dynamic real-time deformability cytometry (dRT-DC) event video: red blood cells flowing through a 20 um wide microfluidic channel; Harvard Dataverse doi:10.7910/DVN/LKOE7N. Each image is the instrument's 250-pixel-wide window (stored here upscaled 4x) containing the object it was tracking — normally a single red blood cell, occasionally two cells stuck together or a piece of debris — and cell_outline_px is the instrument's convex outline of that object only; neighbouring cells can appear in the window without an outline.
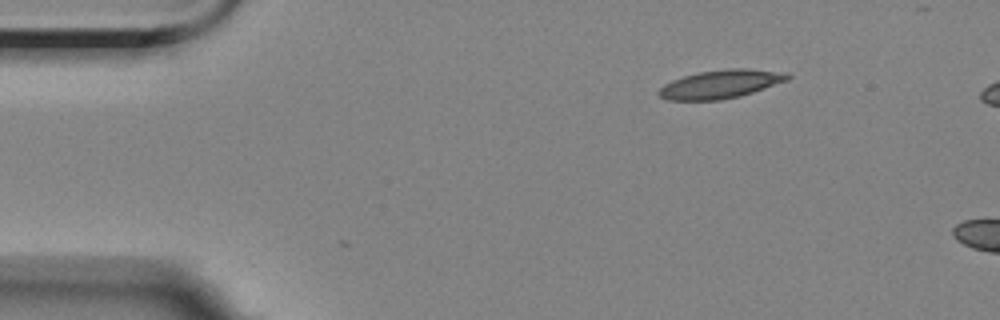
{"species": "Egyptian fruit bat (a non-hibernating species)", "species_latin": "Rousettus aegyptiacus", "temperature_condition": "room temperature", "stored_images_in_passage": 2, "camera_frame_rate_fps": 3000, "um_per_image_px": 0.085, "animal": {"sex": "female"}, "frame": {"image": 1, "passage_image": 1, "time_ms": 0.0, "image_size_px": [1000, 320], "cell_outline_px": [[792, 76], [788, 80], [740, 96], [720, 100], [668, 100], [660, 96], [656, 92], [664, 84], [672, 80], [684, 76], [700, 72], [728, 68], [748, 68], [788, 72]], "centroid_in_image_um": [61.27, 7.14], "position_along_channel_um": 23.7, "area_um2": 21.39}}